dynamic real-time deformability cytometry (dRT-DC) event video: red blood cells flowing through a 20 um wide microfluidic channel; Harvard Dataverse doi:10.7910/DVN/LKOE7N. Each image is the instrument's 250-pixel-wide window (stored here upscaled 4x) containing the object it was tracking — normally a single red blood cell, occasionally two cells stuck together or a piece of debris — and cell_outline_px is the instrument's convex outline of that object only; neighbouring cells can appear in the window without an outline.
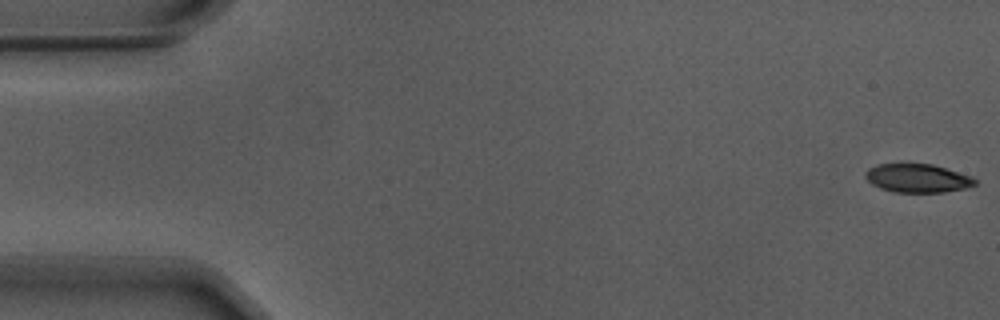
{"species": "Egyptian fruit bat (a non-hibernating species)", "species_latin": "Rousettus aegyptiacus", "temperature_condition": "warm", "stored_images_in_passage": 10, "camera_frame_rate_fps": 3000, "um_per_image_px": 0.085, "animal": {"sex": "male"}, "frame": {"image": 1, "passage_image": 1, "time_ms": 0.0, "image_size_px": [1000, 320], "cell_outline_px": [[976, 184], [964, 188], [944, 192], [896, 192], [880, 188], [872, 184], [864, 176], [864, 172], [868, 168], [876, 164], [900, 160], [932, 164], [972, 176], [976, 180]], "centroid_in_image_um": [77.91, 15.08], "position_along_channel_um": 7.1, "area_um2": 18.96}}